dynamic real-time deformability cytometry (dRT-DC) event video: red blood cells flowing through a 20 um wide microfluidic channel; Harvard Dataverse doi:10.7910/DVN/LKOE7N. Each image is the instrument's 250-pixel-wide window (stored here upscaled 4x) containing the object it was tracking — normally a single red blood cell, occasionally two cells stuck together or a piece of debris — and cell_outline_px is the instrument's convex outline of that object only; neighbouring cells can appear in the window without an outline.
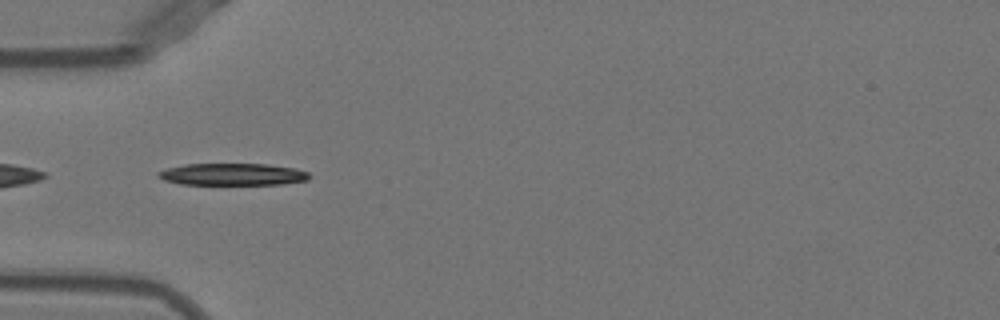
{"species": "Egyptian fruit bat (a non-hibernating species)", "species_latin": "Rousettus aegyptiacus", "temperature_condition": "warm", "stored_images_in_passage": 36, "camera_frame_rate_fps": 3000, "um_per_image_px": 0.085, "animal": {"sex": "female"}, "frame": {"image": 1, "passage_image": 1, "time_ms": 0.0, "image_size_px": [1000, 320], "cell_outline_px": [[308, 180], [280, 184], [180, 184], [164, 180], [156, 176], [156, 172], [168, 168], [184, 164], [268, 164], [296, 168], [308, 172]], "centroid_in_image_um": [19.74, 14.81], "position_along_channel_um": 65.3, "area_um2": 19.31}}
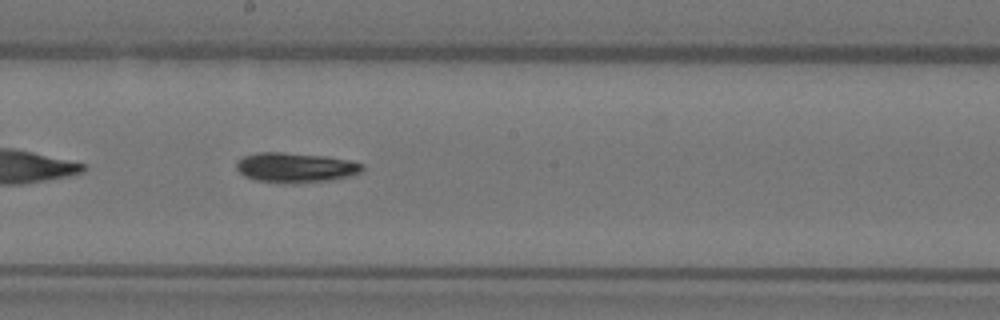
{"frame": {"image": 2, "passage_image": 13, "time_ms": 4.0, "image_size_px": [1000, 320], "cell_outline_px": [[364, 168], [360, 172], [336, 180], [296, 184], [284, 184], [256, 180], [244, 176], [236, 168], [236, 164], [244, 156], [256, 152], [280, 152], [324, 156], [348, 160], [364, 164]], "centroid_in_image_um": [25.12, 14.26], "position_along_channel_um": 223.1, "area_um2": 22.14}}
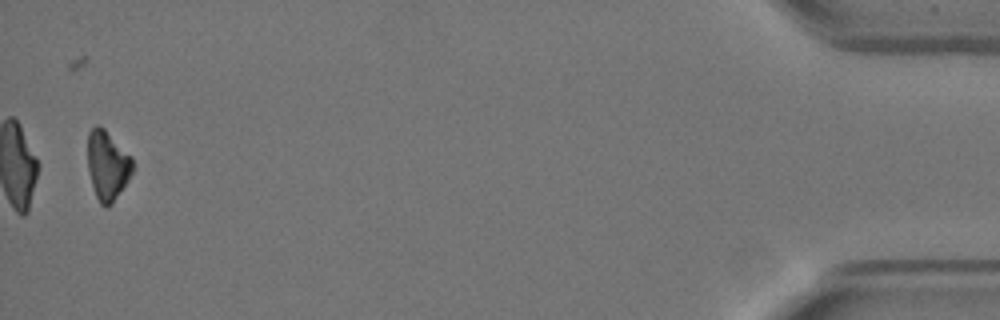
{"frame": {"image": 3, "passage_image": 35, "time_ms": 11.333, "image_size_px": [1000, 320], "cell_outline_px": [[132, 172], [128, 180], [112, 204], [100, 204], [96, 196], [92, 184], [88, 168], [88, 132], [96, 124], [104, 128], [132, 156]], "centroid_in_image_um": [9.13, 14.01], "position_along_channel_um": 426.1, "area_um2": 17.92}, "authors_computed_cell_mechanics": {"area_um2": 20.4612, "velocity_mm_per_s": 3.9451, "shape_relaxation_time_tau1_ms": 4.071, "shape_relaxation_time_tau2_ms": null, "deformation_change_tau1": 0.1652, "deformation_change_tau2": null}}